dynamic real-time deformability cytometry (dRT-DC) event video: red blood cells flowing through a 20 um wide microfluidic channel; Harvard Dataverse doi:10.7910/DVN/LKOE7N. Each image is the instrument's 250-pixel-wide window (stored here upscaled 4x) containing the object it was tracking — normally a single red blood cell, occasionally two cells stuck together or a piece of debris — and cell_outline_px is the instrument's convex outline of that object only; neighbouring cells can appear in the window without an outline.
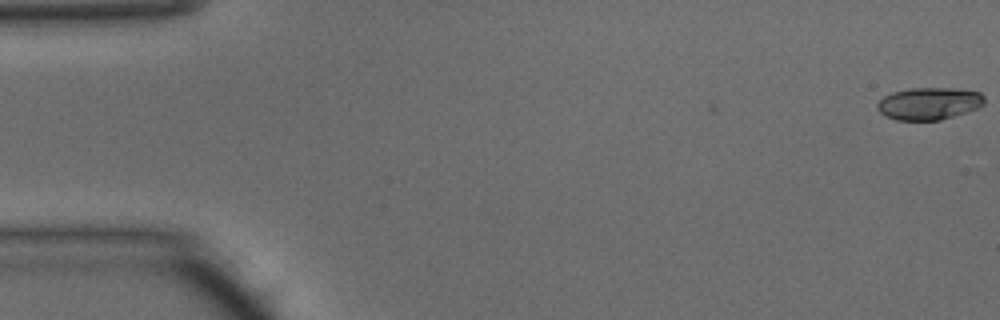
{"species": "common noctule bat (a hibernating species)", "species_latin": "Nyctalus noctula", "temperature_condition": "warm", "stored_images_in_passage": 48, "camera_frame_rate_fps": 3000, "um_per_image_px": 0.085, "animal": {"sex": "male", "body_mass_g": 15.6}, "frame": {"image": 1, "passage_image": 1, "time_ms": 0.0, "image_size_px": [1000, 320], "cell_outline_px": [[984, 104], [976, 108], [940, 120], [896, 120], [884, 116], [876, 108], [876, 104], [884, 96], [892, 92], [912, 88], [952, 88], [980, 92], [984, 96]], "centroid_in_image_um": [78.92, 8.8], "position_along_channel_um": 6.1, "area_um2": 20.06}}
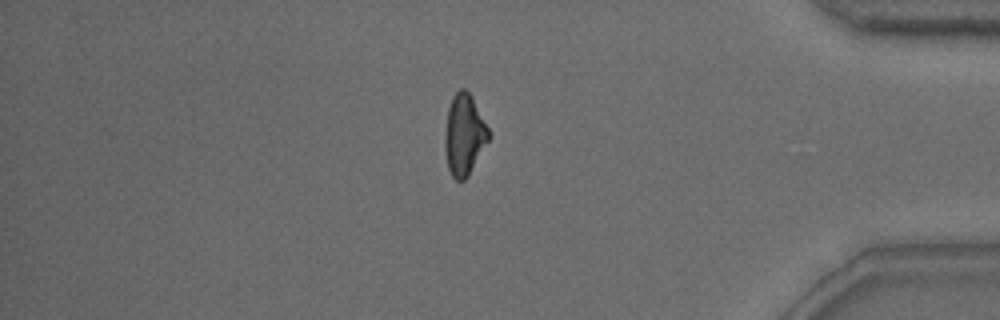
{"frame": {"image": 2, "passage_image": 41, "time_ms": 13.333, "image_size_px": [1000, 320], "cell_outline_px": [[492, 136], [468, 176], [464, 180], [456, 180], [452, 176], [448, 168], [444, 148], [444, 136], [448, 108], [452, 96], [460, 88], [464, 88], [472, 96]], "centroid_in_image_um": [39.46, 11.46], "position_along_channel_um": 395.7, "area_um2": 20.87}}
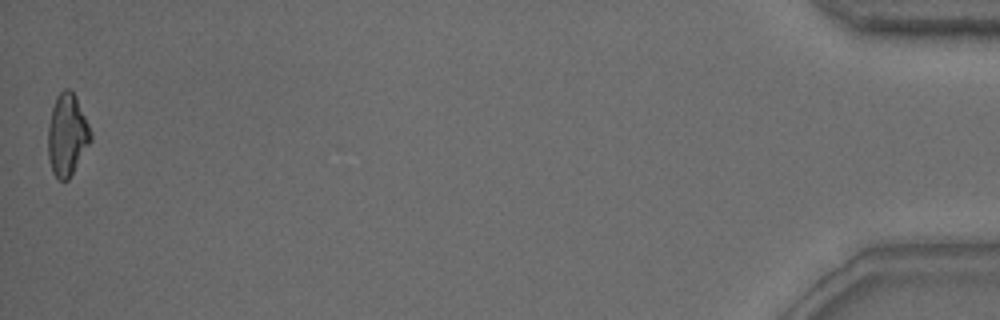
{"frame": {"image": 3, "passage_image": 48, "time_ms": 15.667, "image_size_px": [1000, 320], "cell_outline_px": [[92, 140], [68, 180], [60, 180], [52, 172], [48, 160], [48, 124], [52, 108], [56, 96], [64, 88], [68, 88], [76, 96], [92, 132]], "centroid_in_image_um": [5.7, 11.45], "position_along_channel_um": 429.5, "area_um2": 20.46}, "authors_computed_cell_mechanics": {"area_um2": 20.7791, "velocity_mm_per_s": 4.2144, "shape_relaxation_time_tau1_ms": 4.8856, "shape_relaxation_time_tau2_ms": 2.3957, "deformation_change_tau1": 0.1689, "deformation_change_tau2": 0.0934}}